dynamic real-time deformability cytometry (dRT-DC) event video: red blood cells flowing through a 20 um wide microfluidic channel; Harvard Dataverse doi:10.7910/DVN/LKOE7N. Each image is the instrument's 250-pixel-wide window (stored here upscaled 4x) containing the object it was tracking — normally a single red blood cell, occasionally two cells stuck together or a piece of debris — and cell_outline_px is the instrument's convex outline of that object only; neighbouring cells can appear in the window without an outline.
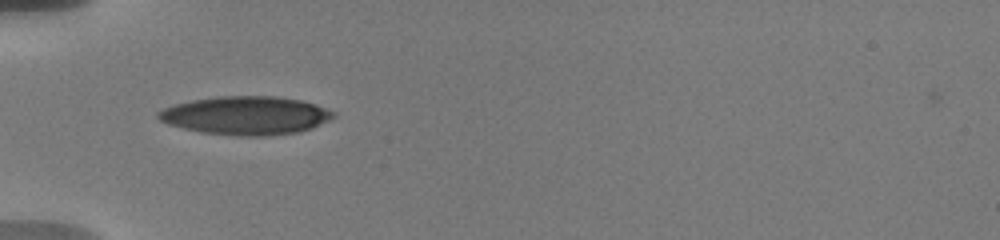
{"species": "human", "species_latin": "Homo sapiens", "temperature_condition": "warm", "stored_images_in_passage": 60, "camera_frame_rate_fps": 3000, "um_per_image_px": 0.085, "donor": {"sex": "male"}, "frame": {"image": 1, "passage_image": 1, "time_ms": 0.0, "image_size_px": [1000, 240], "cell_outline_px": [[336, 116], [328, 120], [308, 128], [296, 132], [264, 136], [236, 136], [200, 132], [168, 124], [160, 120], [156, 116], [156, 112], [172, 104], [192, 100], [216, 96], [276, 96], [300, 100], [316, 104], [332, 112]], "centroid_in_image_um": [20.82, 9.81], "position_along_channel_um": 64.2, "area_um2": 39.02}}
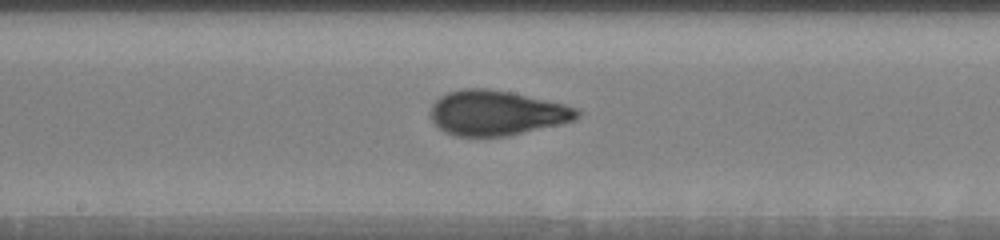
{"frame": {"image": 2, "passage_image": 22, "time_ms": 4.0, "image_size_px": [1000, 240], "cell_outline_px": [[580, 116], [572, 120], [560, 124], [508, 136], [456, 136], [444, 132], [432, 124], [428, 112], [432, 104], [440, 96], [448, 92], [460, 88], [492, 88], [512, 92], [564, 104], [580, 108]], "centroid_in_image_um": [42.16, 9.59], "position_along_channel_um": 206.0, "area_um2": 38.9}}
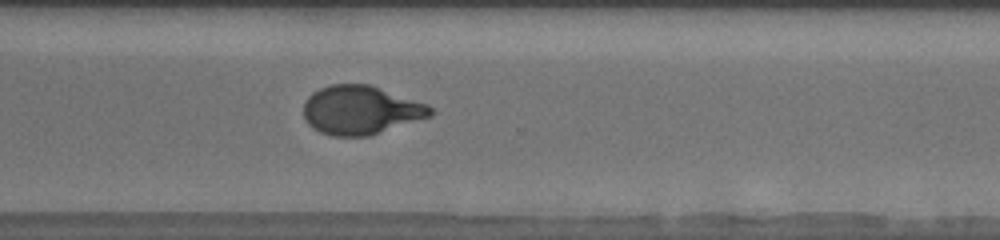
{"frame": {"image": 3, "passage_image": 38, "time_ms": 7.667, "image_size_px": [1000, 240], "cell_outline_px": [[432, 116], [368, 136], [332, 136], [320, 132], [312, 128], [308, 124], [304, 116], [304, 100], [312, 92], [328, 84], [368, 84], [428, 104], [432, 108]], "centroid_in_image_um": [30.64, 9.35], "position_along_channel_um": 340.0, "area_um2": 36.07}, "authors_computed_cell_mechanics": {"area_um2": 37.5122, "velocity_mm_per_s": 3.6711, "shape_relaxation_time_tau1_ms": 5.3699, "shape_relaxation_time_tau2_ms": 0.9284, "deformation_change_tau1": 0.2359, "deformation_change_tau2": 0.0692}}